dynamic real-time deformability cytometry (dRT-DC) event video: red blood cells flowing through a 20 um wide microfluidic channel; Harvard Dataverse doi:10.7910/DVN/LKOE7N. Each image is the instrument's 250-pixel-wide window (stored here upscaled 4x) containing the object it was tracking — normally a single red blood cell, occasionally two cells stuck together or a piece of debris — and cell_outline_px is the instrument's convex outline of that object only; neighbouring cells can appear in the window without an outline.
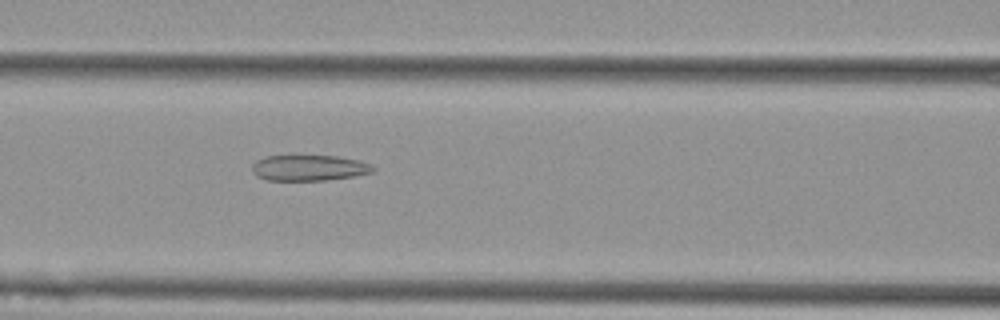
{"species": "Egyptian fruit bat (a non-hibernating species)", "species_latin": "Rousettus aegyptiacus", "temperature_condition": "cold", "stored_images_in_passage": 55, "camera_frame_rate_fps": 3000, "um_per_image_px": 0.085, "animal": {"sex": "female"}, "frame": {"image": 1, "passage_image": 24, "time_ms": 7.667, "image_size_px": [1000, 320], "cell_outline_px": [[376, 168], [372, 172], [352, 176], [324, 180], [268, 180], [256, 176], [252, 172], [252, 164], [256, 160], [264, 156], [292, 152], [296, 152], [336, 156], [360, 160], [372, 164]], "centroid_in_image_um": [26.2, 14.2], "position_along_channel_um": 140.4, "area_um2": 19.25}}
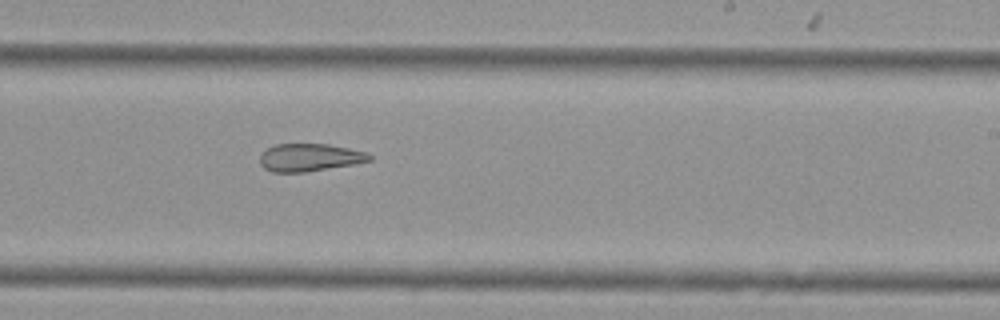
{"frame": {"image": 2, "passage_image": 34, "time_ms": 11.0, "image_size_px": [1000, 320], "cell_outline_px": [[372, 160], [352, 164], [304, 172], [272, 172], [264, 168], [260, 164], [260, 156], [268, 148], [276, 144], [328, 144], [368, 152], [372, 156]], "centroid_in_image_um": [26.32, 13.38], "position_along_channel_um": 262.7, "area_um2": 17.51}}
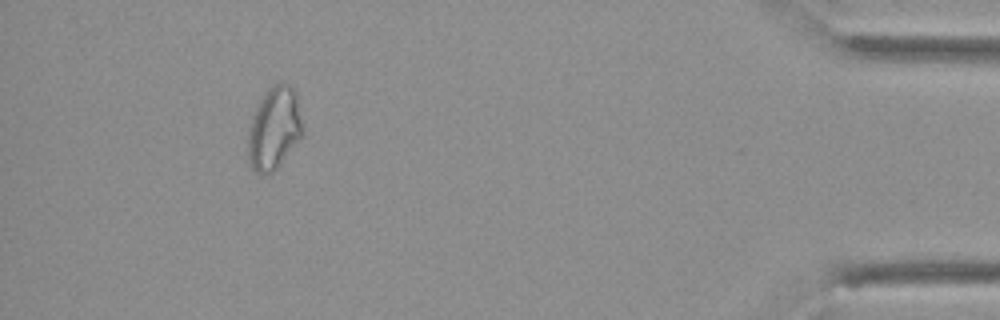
{"frame": {"image": 3, "passage_image": 51, "time_ms": 16.667, "image_size_px": [1000, 320], "cell_outline_px": [[304, 132], [300, 140], [276, 168], [272, 172], [256, 172], [252, 168], [248, 160], [248, 132], [252, 116], [264, 92], [272, 84], [280, 80], [292, 84], [296, 92]], "centroid_in_image_um": [23.32, 10.83], "position_along_channel_um": 411.9, "area_um2": 26.53}, "authors_computed_cell_mechanics": {"area_um2": 23.7558, "velocity_mm_per_s": 3.6971, "shape_relaxation_time_tau1_ms": null, "shape_relaxation_time_tau2_ms": 4.7195, "deformation_change_tau1": null, "deformation_change_tau2": 0.1241}}